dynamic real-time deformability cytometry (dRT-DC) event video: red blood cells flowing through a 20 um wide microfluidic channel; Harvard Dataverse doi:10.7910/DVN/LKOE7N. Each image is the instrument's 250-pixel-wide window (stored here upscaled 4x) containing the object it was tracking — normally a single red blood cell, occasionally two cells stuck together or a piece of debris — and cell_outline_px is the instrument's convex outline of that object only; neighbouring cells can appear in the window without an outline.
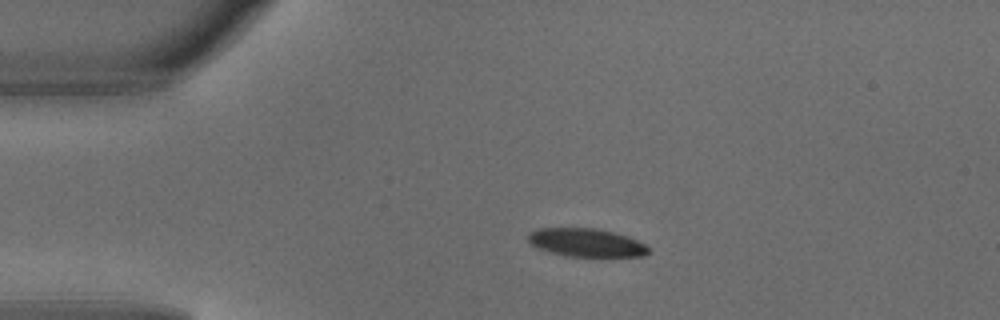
{"species": "common noctule bat (a hibernating species)", "species_latin": "Nyctalus noctula", "temperature_condition": "warm", "stored_images_in_passage": 4, "segment_of_instrument_passage": [1, 2], "camera_frame_rate_fps": 3000, "um_per_image_px": 0.085, "animal": {"sex": "male", "body_mass_g": 18.8}, "frame": {"image": 1, "passage_image": 2, "time_ms": 0.333, "image_size_px": [1000, 320], "cell_outline_px": [[648, 252], [644, 256], [564, 256], [548, 252], [532, 244], [528, 240], [528, 232], [536, 228], [596, 228], [628, 236], [644, 244], [648, 248]], "centroid_in_image_um": [49.79, 20.61], "position_along_channel_um": 35.2, "area_um2": 19.71}}